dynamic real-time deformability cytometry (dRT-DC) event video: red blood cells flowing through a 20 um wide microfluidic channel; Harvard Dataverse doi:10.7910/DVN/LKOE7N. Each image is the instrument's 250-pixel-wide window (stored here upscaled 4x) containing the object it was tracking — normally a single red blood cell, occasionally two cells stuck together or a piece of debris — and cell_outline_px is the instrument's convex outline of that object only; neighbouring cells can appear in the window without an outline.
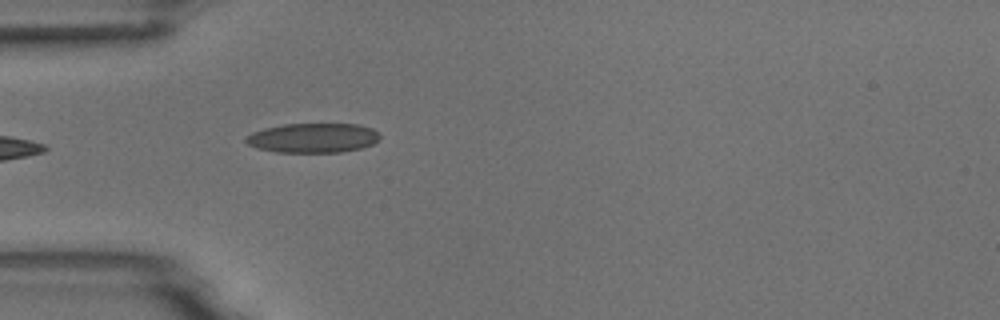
{"species": "common noctule bat (a hibernating species)", "species_latin": "Nyctalus noctula", "temperature_condition": "room temperature", "stored_images_in_passage": 4, "camera_frame_rate_fps": 3000, "um_per_image_px": 0.085, "animal": {"sex": "male", "body_mass_g": 18.8}, "frame": {"image": 1, "passage_image": 4, "time_ms": 1.0, "image_size_px": [1000, 320], "cell_outline_px": [[380, 140], [372, 144], [360, 148], [340, 152], [276, 152], [260, 148], [248, 144], [244, 140], [244, 136], [252, 132], [264, 128], [284, 124], [356, 124], [372, 128], [380, 136]], "centroid_in_image_um": [26.59, 11.72], "position_along_channel_um": 58.4, "area_um2": 23.0}}